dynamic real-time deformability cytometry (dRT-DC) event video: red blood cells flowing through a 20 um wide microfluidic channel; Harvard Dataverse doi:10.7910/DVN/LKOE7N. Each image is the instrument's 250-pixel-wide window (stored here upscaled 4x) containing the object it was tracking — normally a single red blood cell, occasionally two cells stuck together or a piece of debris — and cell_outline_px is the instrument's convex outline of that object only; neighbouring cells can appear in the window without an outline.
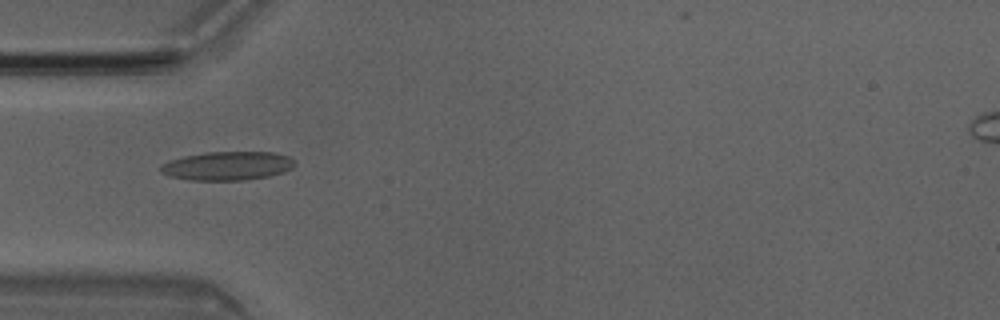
{"species": "Egyptian fruit bat (a non-hibernating species)", "species_latin": "Rousettus aegyptiacus", "temperature_condition": "room temperature", "stored_images_in_passage": 4, "camera_frame_rate_fps": 3000, "um_per_image_px": 0.085, "animal": {"sex": "male"}, "frame": {"image": 1, "passage_image": 4, "time_ms": 1.0, "image_size_px": [1000, 320], "cell_outline_px": [[292, 168], [284, 172], [268, 176], [244, 180], [188, 180], [168, 176], [160, 172], [160, 164], [168, 160], [184, 156], [204, 152], [272, 152], [288, 156], [292, 160]], "centroid_in_image_um": [19.25, 14.1], "position_along_channel_um": 65.7, "area_um2": 22.48}}